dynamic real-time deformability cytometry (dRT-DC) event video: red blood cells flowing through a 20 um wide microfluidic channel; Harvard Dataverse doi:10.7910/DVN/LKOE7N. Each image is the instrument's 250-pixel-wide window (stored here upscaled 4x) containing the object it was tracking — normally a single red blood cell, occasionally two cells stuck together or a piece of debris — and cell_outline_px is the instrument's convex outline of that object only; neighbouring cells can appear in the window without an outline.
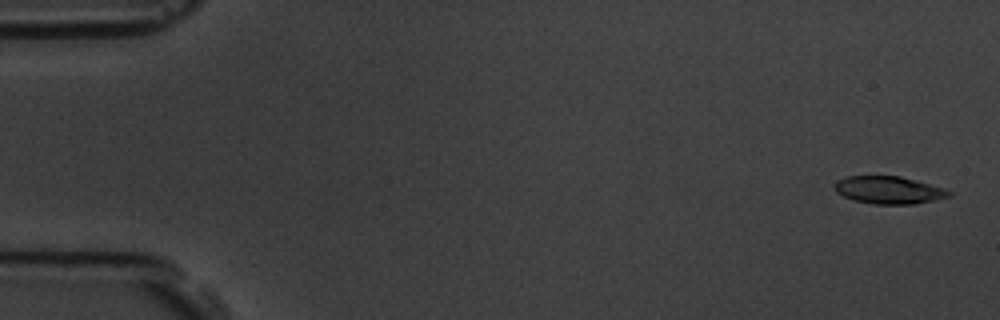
{"species": "common noctule bat (a hibernating species)", "species_latin": "Nyctalus noctula", "temperature_condition": "room temperature", "stored_images_in_passage": 5, "camera_frame_rate_fps": 3000, "um_per_image_px": 0.085, "animal": {"sex": "male", "body_mass_g": 19.5, "forearm_length_mm": 54.6}, "frame": {"image": 1, "passage_image": 1, "time_ms": 0.0, "image_size_px": [1000, 320], "cell_outline_px": [[952, 196], [916, 204], [872, 204], [852, 200], [836, 192], [832, 184], [836, 180], [848, 176], [900, 176], [916, 180], [944, 188], [952, 192]], "centroid_in_image_um": [75.53, 16.16], "position_along_channel_um": 9.5, "area_um2": 18.55}}
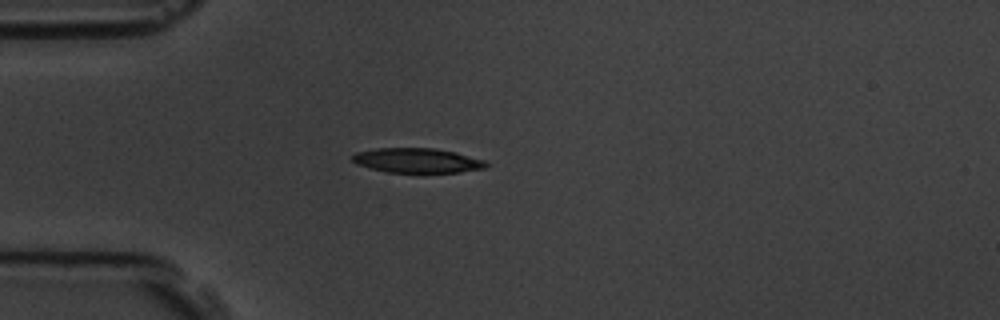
{"frame": {"image": 2, "passage_image": 5, "time_ms": 4.333, "image_size_px": [1000, 320], "cell_outline_px": [[488, 164], [484, 168], [460, 172], [388, 172], [356, 164], [352, 160], [352, 156], [356, 152], [376, 148], [432, 148], [456, 152], [484, 160]], "centroid_in_image_um": [35.45, 13.63], "position_along_channel_um": 49.5, "area_um2": 19.02}}